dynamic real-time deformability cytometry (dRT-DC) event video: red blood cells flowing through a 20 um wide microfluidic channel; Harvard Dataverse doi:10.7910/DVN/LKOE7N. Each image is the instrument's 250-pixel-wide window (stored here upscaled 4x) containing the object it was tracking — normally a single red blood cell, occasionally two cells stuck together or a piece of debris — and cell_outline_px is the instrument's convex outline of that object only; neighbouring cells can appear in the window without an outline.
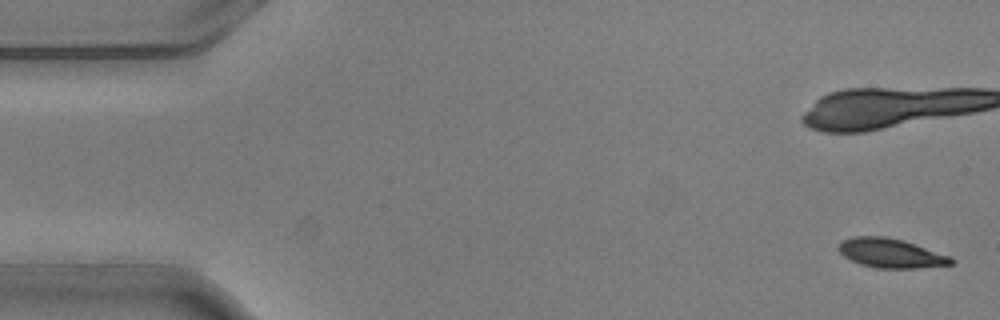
{"species": "common noctule bat (a hibernating species)", "species_latin": "Nyctalus noctula", "temperature_condition": "warm", "stored_images_in_passage": 5, "camera_frame_rate_fps": 3000, "um_per_image_px": 0.085, "animal": {"sex": "male", "body_mass_g": 20.5, "forearm_length_mm": 52.5}, "frame": {"image": 1, "passage_image": 1, "time_ms": 0.0, "image_size_px": [1000, 320], "cell_outline_px": [[956, 260], [952, 264], [916, 268], [876, 268], [860, 264], [844, 256], [836, 248], [840, 240], [852, 236], [884, 236], [904, 240], [952, 256]], "centroid_in_image_um": [75.71, 21.5], "position_along_channel_um": 9.3, "area_um2": 19.48}}